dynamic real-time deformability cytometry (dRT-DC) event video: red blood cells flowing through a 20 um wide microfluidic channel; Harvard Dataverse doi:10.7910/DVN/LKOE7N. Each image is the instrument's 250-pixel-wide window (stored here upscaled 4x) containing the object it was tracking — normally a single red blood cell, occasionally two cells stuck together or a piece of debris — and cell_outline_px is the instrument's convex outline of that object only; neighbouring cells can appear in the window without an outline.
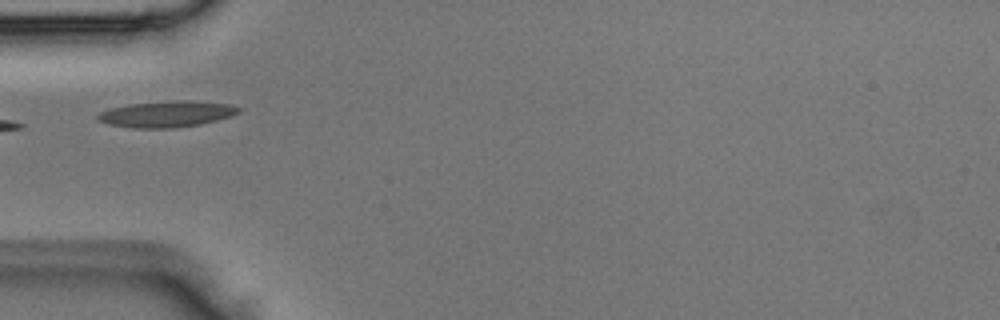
{"species": "Egyptian fruit bat (a non-hibernating species)", "species_latin": "Rousettus aegyptiacus", "temperature_condition": "room temperature", "stored_images_in_passage": 5, "camera_frame_rate_fps": 3000, "um_per_image_px": 0.085, "animal": {"sex": "male"}, "frame": {"image": 1, "passage_image": 4, "time_ms": 1.0, "image_size_px": [1000, 320], "cell_outline_px": [[240, 112], [232, 116], [200, 124], [172, 128], [132, 128], [108, 124], [96, 120], [96, 116], [100, 112], [112, 108], [128, 104], [176, 100], [188, 100], [228, 104], [240, 108]], "centroid_in_image_um": [14.15, 9.69], "position_along_channel_um": 70.9, "area_um2": 21.44}}
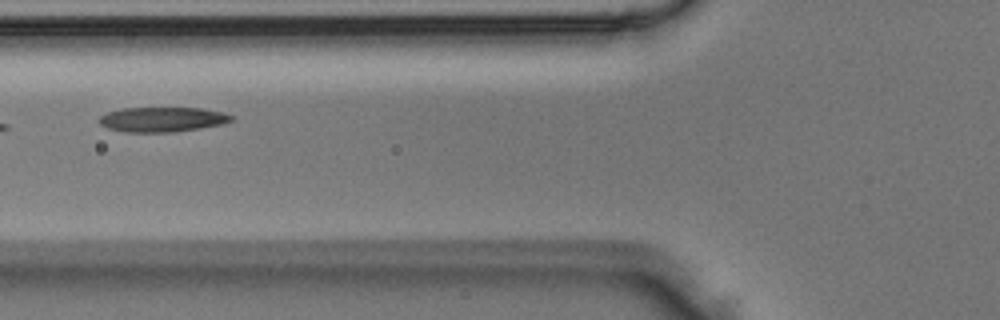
{"frame": {"image": 2, "passage_image": 5, "time_ms": 1.333, "image_size_px": [1000, 320], "cell_outline_px": [[232, 120], [224, 124], [176, 132], [128, 132], [108, 128], [100, 124], [100, 116], [108, 112], [120, 108], [204, 108], [224, 112], [232, 116]], "centroid_in_image_um": [13.83, 10.15], "position_along_channel_um": 112.0, "area_um2": 19.13}}